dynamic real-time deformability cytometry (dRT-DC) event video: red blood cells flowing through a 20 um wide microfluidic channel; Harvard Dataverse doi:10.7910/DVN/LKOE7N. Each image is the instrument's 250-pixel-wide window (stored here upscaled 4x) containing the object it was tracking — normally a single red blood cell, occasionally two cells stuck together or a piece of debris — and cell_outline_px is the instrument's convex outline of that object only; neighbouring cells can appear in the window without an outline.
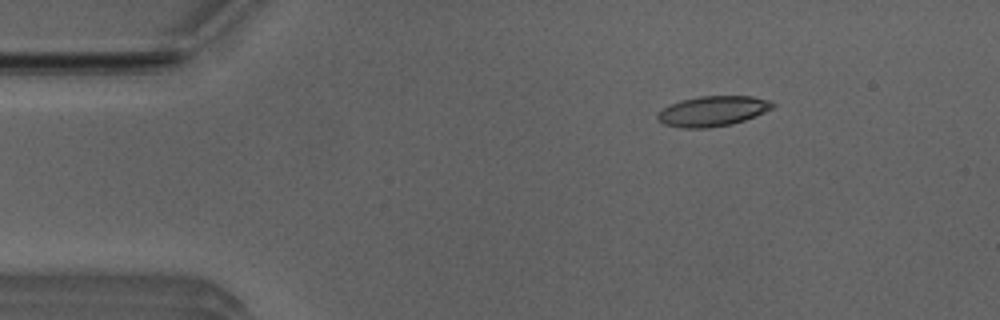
{"species": "Egyptian fruit bat (a non-hibernating species)", "species_latin": "Rousettus aegyptiacus", "temperature_condition": "room temperature", "stored_images_in_passage": 4, "camera_frame_rate_fps": 3000, "um_per_image_px": 0.085, "animal": {"sex": "male"}, "frame": {"image": 1, "passage_image": 2, "time_ms": 0.333, "image_size_px": [1000, 320], "cell_outline_px": [[776, 104], [772, 108], [764, 112], [744, 120], [732, 124], [708, 128], [684, 128], [664, 124], [656, 116], [664, 108], [680, 100], [700, 96], [752, 96], [768, 100]], "centroid_in_image_um": [60.6, 9.44], "position_along_channel_um": 24.4, "area_um2": 20.0}}